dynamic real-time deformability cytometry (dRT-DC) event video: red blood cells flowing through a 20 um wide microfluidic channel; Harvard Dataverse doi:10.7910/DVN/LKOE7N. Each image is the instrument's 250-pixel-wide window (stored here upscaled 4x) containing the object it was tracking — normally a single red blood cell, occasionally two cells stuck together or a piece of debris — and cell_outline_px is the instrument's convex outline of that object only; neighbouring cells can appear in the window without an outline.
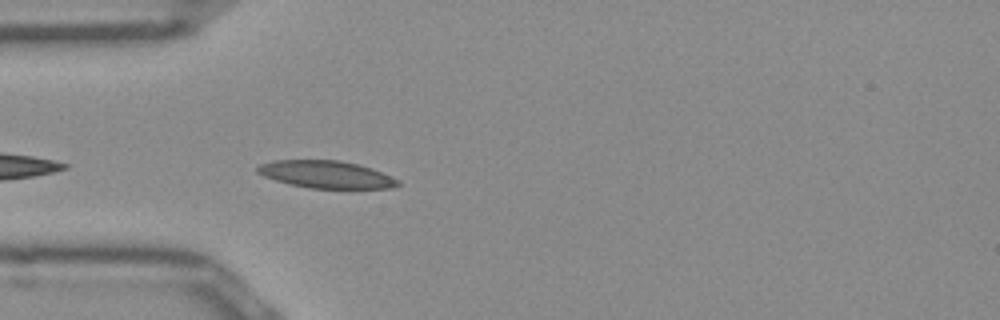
{"species": "Egyptian fruit bat (a non-hibernating species)", "species_latin": "Rousettus aegyptiacus", "temperature_condition": "room temperature", "stored_images_in_passage": 17, "camera_frame_rate_fps": 3000, "um_per_image_px": 0.085, "frame": {"image": 1, "passage_image": 3, "time_ms": 0.667, "image_size_px": [1000, 320], "cell_outline_px": [[400, 184], [392, 188], [308, 188], [288, 184], [264, 176], [256, 172], [256, 168], [260, 164], [276, 160], [336, 160], [360, 164], [372, 168], [392, 176], [400, 180]], "centroid_in_image_um": [27.74, 14.83], "position_along_channel_um": 57.3, "area_um2": 22.48}}
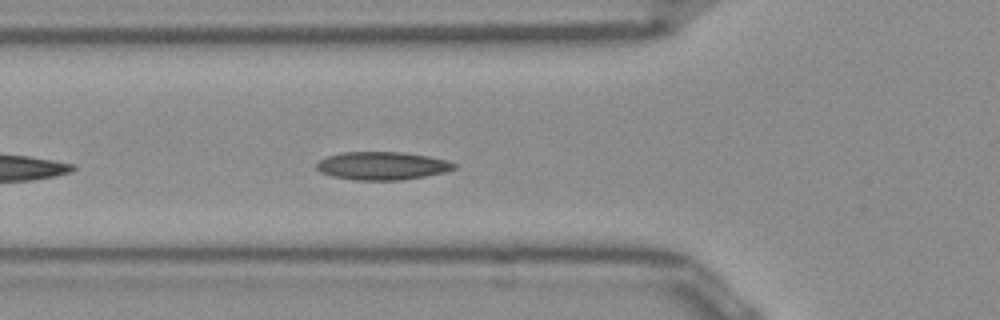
{"frame": {"image": 2, "passage_image": 6, "time_ms": 1.667, "image_size_px": [1000, 320], "cell_outline_px": [[456, 168], [444, 172], [424, 176], [400, 180], [356, 180], [332, 176], [320, 172], [316, 168], [316, 164], [324, 156], [340, 152], [400, 152], [428, 156], [448, 160], [456, 164]], "centroid_in_image_um": [32.45, 14.08], "position_along_channel_um": 93.3, "area_um2": 22.54}}
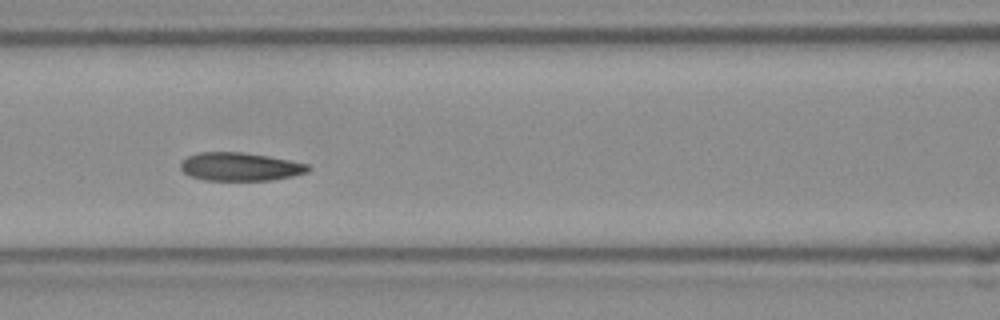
{"frame": {"image": 3, "passage_image": 10, "time_ms": 3.0, "image_size_px": [1000, 320], "cell_outline_px": [[312, 168], [308, 172], [292, 176], [272, 180], [204, 180], [188, 176], [180, 168], [180, 164], [188, 156], [200, 152], [240, 152], [288, 160], [308, 164]], "centroid_in_image_um": [20.39, 14.18], "position_along_channel_um": 146.2, "area_um2": 20.87}}